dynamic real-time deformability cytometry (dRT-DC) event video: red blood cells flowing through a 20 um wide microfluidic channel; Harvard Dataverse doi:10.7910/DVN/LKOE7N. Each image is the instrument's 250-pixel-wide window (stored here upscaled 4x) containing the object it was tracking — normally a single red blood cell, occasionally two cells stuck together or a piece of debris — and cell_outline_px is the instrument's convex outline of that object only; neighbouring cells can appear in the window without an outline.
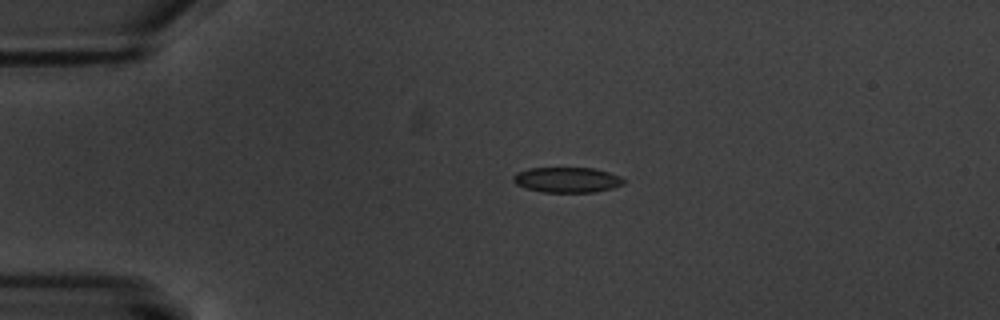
{"species": "common noctule bat (a hibernating species)", "species_latin": "Nyctalus noctula", "temperature_condition": "warm", "stored_images_in_passage": 15, "camera_frame_rate_fps": 3000, "um_per_image_px": 0.085, "animal": {"sex": "male", "body_mass_g": 20.1, "forearm_length_mm": 53.5}, "frame": {"image": 1, "passage_image": 2, "time_ms": 2.0, "image_size_px": [1000, 320], "cell_outline_px": [[628, 180], [624, 184], [612, 188], [596, 192], [540, 192], [524, 188], [516, 184], [512, 180], [512, 176], [516, 172], [528, 168], [596, 168], [620, 176]], "centroid_in_image_um": [48.2, 15.29], "position_along_channel_um": 36.8, "area_um2": 16.59}}
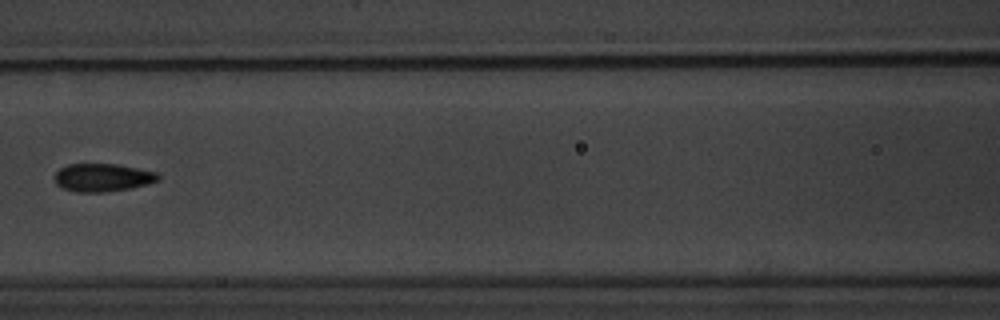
{"frame": {"image": 2, "passage_image": 6, "time_ms": 6.667, "image_size_px": [1000, 320], "cell_outline_px": [[160, 180], [148, 184], [128, 188], [104, 192], [76, 192], [64, 188], [56, 184], [56, 172], [60, 168], [68, 164], [120, 164], [156, 172], [160, 176]], "centroid_in_image_um": [8.75, 15.08], "position_along_channel_um": 157.9, "area_um2": 16.82}}
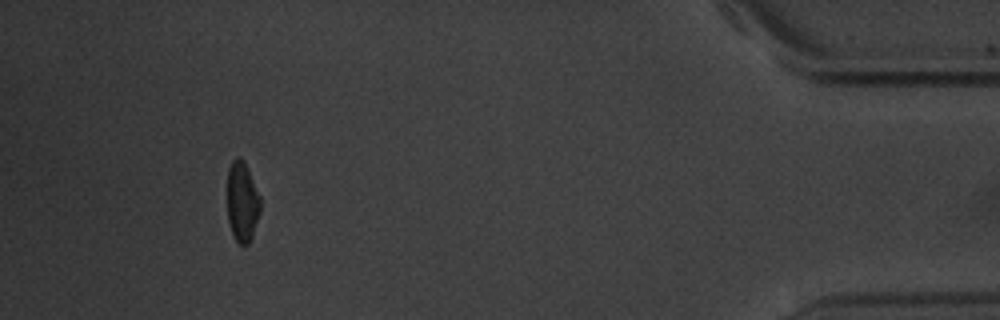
{"frame": {"image": 3, "passage_image": 14, "time_ms": 16.0, "image_size_px": [1000, 320], "cell_outline_px": [[260, 212], [252, 236], [248, 244], [240, 244], [232, 236], [228, 220], [228, 168], [232, 160], [236, 156], [244, 160], [260, 196]], "centroid_in_image_um": [20.58, 17.14], "position_along_channel_um": 414.6, "area_um2": 15.43}, "authors_computed_cell_mechanics": {"area_um2": 16.6464, "velocity_mm_per_s": 3.4038, "shape_relaxation_time_tau1_ms": 5.5357, "shape_relaxation_time_tau2_ms": 1.4696, "deformation_change_tau1": 0.1405, "deformation_change_tau2": 0.0734}}